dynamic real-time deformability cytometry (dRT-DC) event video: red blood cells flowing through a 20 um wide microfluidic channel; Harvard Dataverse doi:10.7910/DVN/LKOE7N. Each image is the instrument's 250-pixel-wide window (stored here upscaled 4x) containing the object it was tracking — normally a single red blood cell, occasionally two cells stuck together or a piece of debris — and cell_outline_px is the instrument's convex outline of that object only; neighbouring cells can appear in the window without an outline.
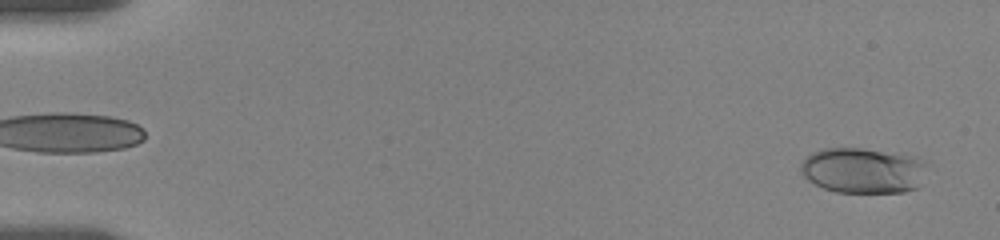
{"species": "human", "species_latin": "Homo sapiens", "temperature_condition": "room temperature", "stored_images_in_passage": 57, "camera_frame_rate_fps": 3000, "um_per_image_px": 0.085, "donor": {"sex": "female"}, "frame": {"image": 1, "passage_image": 2, "time_ms": 0.333, "image_size_px": [1000, 240], "cell_outline_px": [[924, 164], [916, 188], [904, 192], [836, 192], [824, 188], [808, 180], [800, 172], [800, 164], [812, 152], [824, 148], [860, 148], [916, 156]], "centroid_in_image_um": [73.27, 14.48], "position_along_channel_um": 11.7, "area_um2": 32.95}}
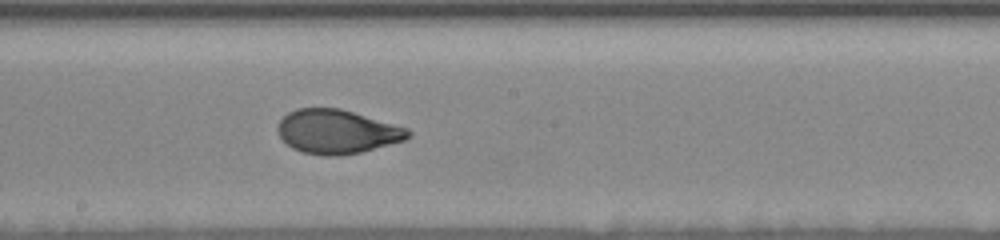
{"frame": {"image": 2, "passage_image": 32, "time_ms": 10.333, "image_size_px": [1000, 240], "cell_outline_px": [[412, 136], [404, 140], [360, 152], [340, 156], [324, 156], [300, 152], [292, 148], [276, 132], [276, 128], [280, 120], [288, 112], [296, 108], [340, 108], [408, 128], [412, 132]], "centroid_in_image_um": [28.63, 11.19], "position_along_channel_um": 219.6, "area_um2": 33.52}}
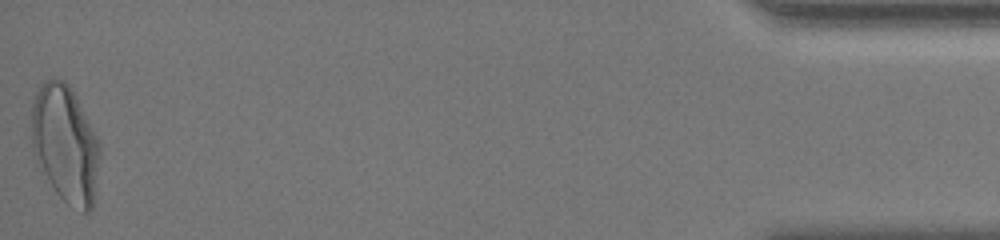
{"frame": {"image": 3, "passage_image": 57, "time_ms": 18.667, "image_size_px": [1000, 240], "cell_outline_px": [[100, 152], [92, 208], [88, 212], [84, 212], [68, 204], [56, 192], [32, 148], [28, 136], [32, 100], [40, 84], [44, 80], [52, 76], [64, 80], [68, 84], [76, 96], [100, 144]], "centroid_in_image_um": [5.5, 12.14], "position_along_channel_um": 429.7, "area_um2": 46.64}, "authors_computed_cell_mechanics": {"area_um2": 33.3506, "velocity_mm_per_s": 3.518, "shape_relaxation_time_tau1_ms": 4.1047, "shape_relaxation_time_tau2_ms": 0.7582, "deformation_change_tau1": 0.1753, "deformation_change_tau2": 0.0585}}